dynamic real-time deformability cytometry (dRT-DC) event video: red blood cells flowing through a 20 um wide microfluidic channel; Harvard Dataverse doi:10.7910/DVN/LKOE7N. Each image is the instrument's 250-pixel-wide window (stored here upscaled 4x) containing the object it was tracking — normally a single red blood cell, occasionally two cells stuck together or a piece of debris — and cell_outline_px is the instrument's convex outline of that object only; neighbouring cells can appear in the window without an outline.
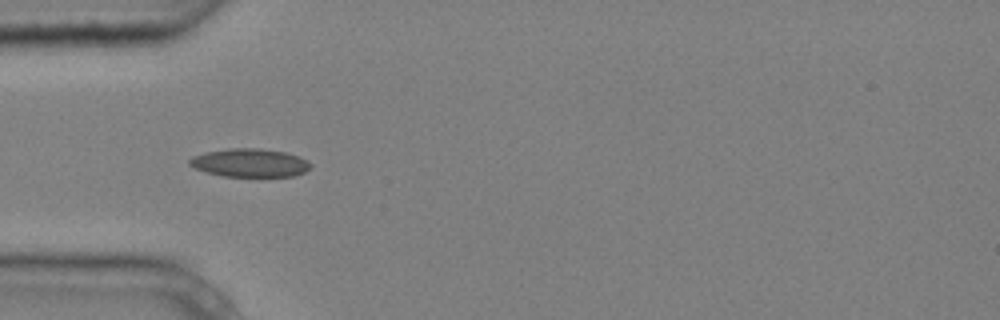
{"species": "common noctule bat (a hibernating species)", "species_latin": "Nyctalus noctula", "temperature_condition": "cold", "stored_images_in_passage": 5, "camera_frame_rate_fps": 3000, "um_per_image_px": 0.085, "animal": {"sex": "male", "body_mass_g": 20.4}, "frame": {"image": 1, "passage_image": 4, "time_ms": 1.0, "image_size_px": [1000, 320], "cell_outline_px": [[312, 164], [304, 172], [292, 176], [224, 176], [208, 172], [196, 168], [188, 164], [188, 160], [192, 156], [204, 152], [228, 148], [260, 148], [284, 152], [300, 156], [308, 160]], "centroid_in_image_um": [21.23, 13.82], "position_along_channel_um": 63.8, "area_um2": 19.94}}
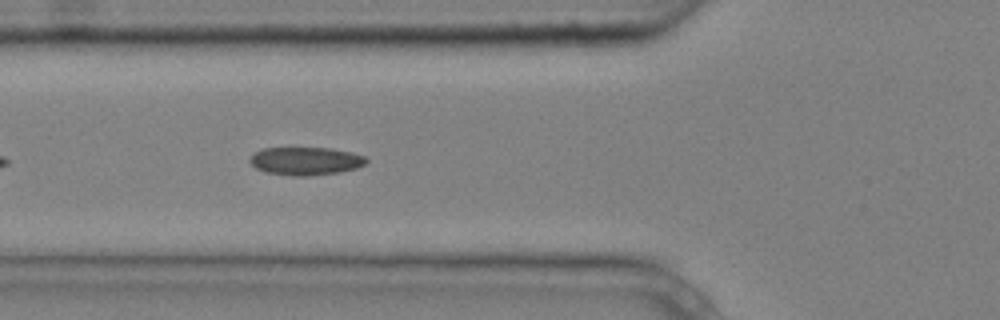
{"frame": {"image": 2, "passage_image": 5, "time_ms": 1.333, "image_size_px": [1000, 320], "cell_outline_px": [[368, 160], [364, 164], [356, 168], [340, 172], [308, 176], [292, 176], [264, 172], [256, 168], [248, 160], [252, 152], [264, 148], [332, 148], [352, 152], [364, 156]], "centroid_in_image_um": [25.94, 13.68], "position_along_channel_um": 99.9, "area_um2": 19.19}}